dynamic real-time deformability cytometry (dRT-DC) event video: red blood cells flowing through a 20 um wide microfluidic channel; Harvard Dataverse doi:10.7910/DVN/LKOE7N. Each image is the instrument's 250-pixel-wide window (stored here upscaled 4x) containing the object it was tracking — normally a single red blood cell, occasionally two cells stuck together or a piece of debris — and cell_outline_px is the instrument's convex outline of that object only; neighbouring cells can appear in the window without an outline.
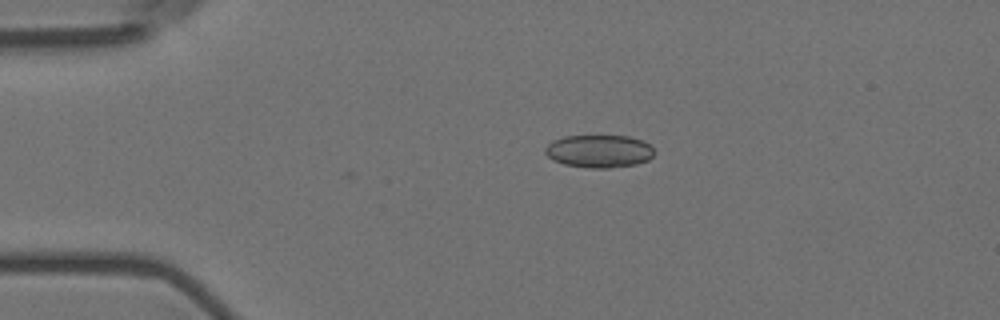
{"species": "Egyptian fruit bat (a non-hibernating species)", "species_latin": "Rousettus aegyptiacus", "temperature_condition": "room temperature", "stored_images_in_passage": 46, "camera_frame_rate_fps": 3000, "um_per_image_px": 0.085, "animal": {"sex": "female"}, "frame": {"image": 1, "passage_image": 1, "time_ms": 0.0, "image_size_px": [1000, 320], "cell_outline_px": [[656, 152], [648, 160], [636, 164], [608, 168], [592, 168], [564, 164], [552, 160], [544, 152], [544, 148], [552, 140], [564, 136], [628, 136], [644, 140]], "centroid_in_image_um": [50.91, 12.84], "position_along_channel_um": 34.1, "area_um2": 20.92}}
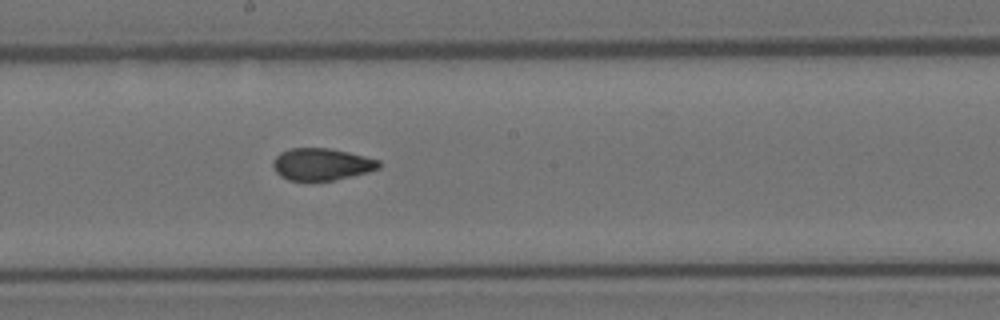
{"frame": {"image": 2, "passage_image": 20, "time_ms": 6.333, "image_size_px": [1000, 320], "cell_outline_px": [[380, 168], [368, 172], [332, 180], [288, 180], [280, 176], [276, 172], [272, 164], [272, 160], [280, 152], [292, 148], [328, 148], [348, 152], [380, 160]], "centroid_in_image_um": [27.32, 13.95], "position_along_channel_um": 220.9, "area_um2": 19.65}}
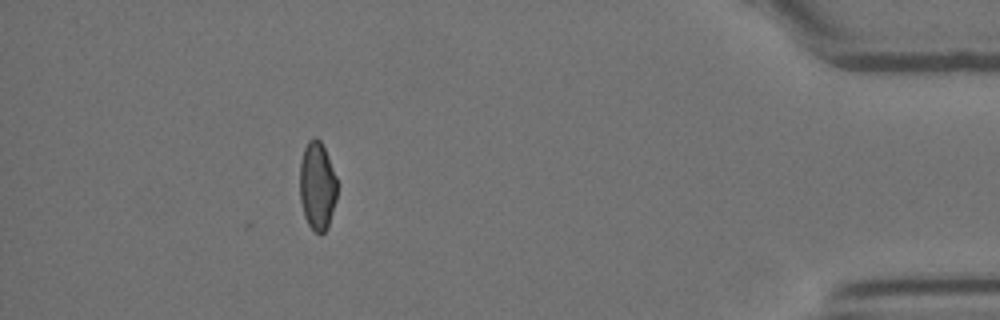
{"frame": {"image": 3, "passage_image": 40, "time_ms": 13.0, "image_size_px": [1000, 320], "cell_outline_px": [[336, 200], [328, 228], [320, 236], [308, 224], [304, 216], [300, 200], [300, 164], [304, 148], [308, 140], [312, 136], [316, 136], [320, 140], [324, 148], [336, 176]], "centroid_in_image_um": [26.96, 15.81], "position_along_channel_um": 408.2, "area_um2": 19.31}, "authors_computed_cell_mechanics": {"area_um2": 20.3456, "velocity_mm_per_s": 3.6042, "shape_relaxation_time_tau1_ms": null, "shape_relaxation_time_tau2_ms": 2.0747, "deformation_change_tau1": null, "deformation_change_tau2": 0.0749}}